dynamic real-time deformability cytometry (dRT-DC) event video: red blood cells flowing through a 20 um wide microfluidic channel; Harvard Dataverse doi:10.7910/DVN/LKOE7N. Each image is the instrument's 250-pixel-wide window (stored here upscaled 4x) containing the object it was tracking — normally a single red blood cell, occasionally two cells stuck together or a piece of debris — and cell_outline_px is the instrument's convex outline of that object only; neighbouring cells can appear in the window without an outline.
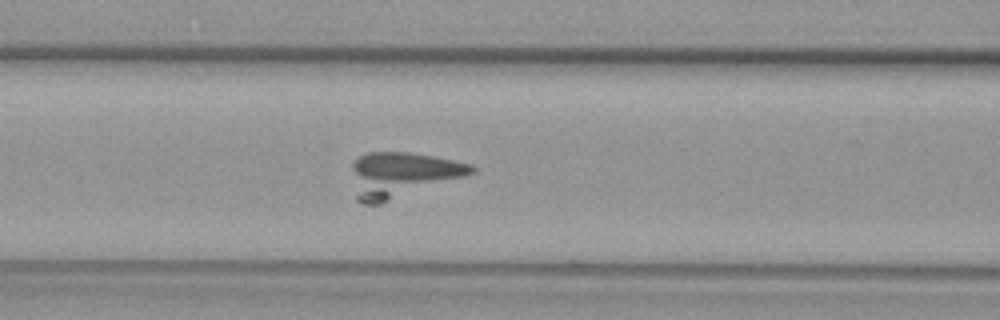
{"species": "common noctule bat (a hibernating species)", "species_latin": "Nyctalus noctula", "temperature_condition": "warm", "stored_images_in_passage": 53, "camera_frame_rate_fps": 3000, "um_per_image_px": 0.085, "animal": {"sex": "female", "body_mass_g": 29.2, "forearm_length_mm": 56.3}, "frame": {"image": 1, "passage_image": 20, "time_ms": 6.333, "image_size_px": [1000, 320], "cell_outline_px": [[476, 172], [380, 204], [364, 204], [356, 200], [352, 168], [352, 164], [360, 156], [368, 152], [408, 152], [432, 156], [472, 164], [476, 168]], "centroid_in_image_um": [34.15, 14.85], "position_along_channel_um": 132.5, "area_um2": 31.15}}